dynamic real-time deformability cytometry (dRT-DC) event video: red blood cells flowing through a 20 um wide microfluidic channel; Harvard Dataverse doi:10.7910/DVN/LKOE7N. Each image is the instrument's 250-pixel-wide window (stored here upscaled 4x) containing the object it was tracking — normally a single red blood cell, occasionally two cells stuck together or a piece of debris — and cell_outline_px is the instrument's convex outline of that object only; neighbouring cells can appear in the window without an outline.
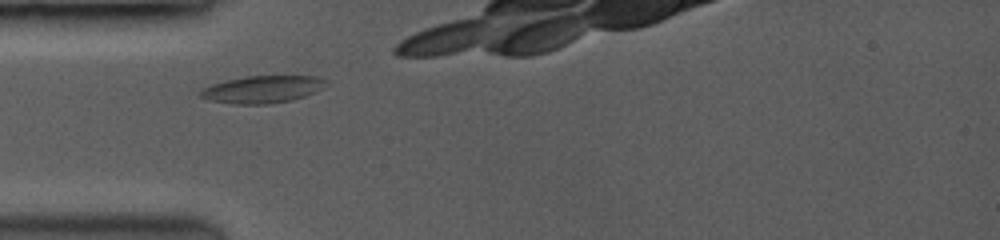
{"species": "common noctule bat (a hibernating species)", "species_latin": "Nyctalus noctula", "temperature_condition": "room temperature", "stored_images_in_passage": 10, "camera_frame_rate_fps": 3500, "um_per_image_px": 0.085, "animal": {"sex": "female", "body_mass_g": 19.0, "forearm_length_mm": 53.3}, "frame": {"image": 1, "passage_image": 1, "time_ms": 0.0, "image_size_px": [1000, 240], "cell_outline_px": [[324, 80], [312, 92], [304, 96], [288, 100], [264, 104], [232, 104], [212, 100], [200, 96], [200, 92], [204, 88], [212, 84], [244, 76], [312, 76]], "centroid_in_image_um": [22.17, 7.59], "position_along_channel_um": 62.8, "area_um2": 19.02}}